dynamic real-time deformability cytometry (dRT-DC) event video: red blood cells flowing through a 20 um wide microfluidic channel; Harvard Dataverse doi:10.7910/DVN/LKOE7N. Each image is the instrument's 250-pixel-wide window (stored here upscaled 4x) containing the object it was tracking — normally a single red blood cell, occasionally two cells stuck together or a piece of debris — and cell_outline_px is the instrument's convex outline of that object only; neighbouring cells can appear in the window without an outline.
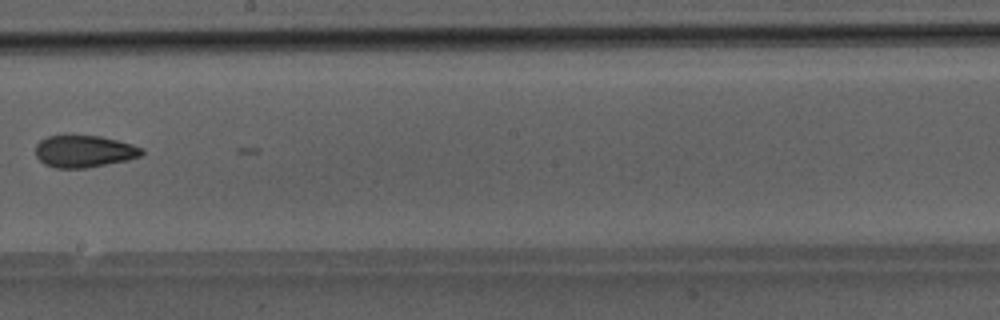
{"species": "Egyptian fruit bat (a non-hibernating species)", "species_latin": "Rousettus aegyptiacus", "temperature_condition": "room temperature", "stored_images_in_passage": 20, "camera_frame_rate_fps": 3000, "um_per_image_px": 0.085, "animal": {"sex": "male"}, "frame": {"image": 1, "passage_image": 16, "time_ms": 5.0, "image_size_px": [1000, 320], "cell_outline_px": [[144, 152], [140, 156], [128, 160], [84, 168], [56, 168], [44, 164], [36, 156], [36, 144], [40, 140], [48, 136], [100, 136], [132, 144], [144, 148]], "centroid_in_image_um": [7.15, 12.87], "position_along_channel_um": 241.0, "area_um2": 19.71}}